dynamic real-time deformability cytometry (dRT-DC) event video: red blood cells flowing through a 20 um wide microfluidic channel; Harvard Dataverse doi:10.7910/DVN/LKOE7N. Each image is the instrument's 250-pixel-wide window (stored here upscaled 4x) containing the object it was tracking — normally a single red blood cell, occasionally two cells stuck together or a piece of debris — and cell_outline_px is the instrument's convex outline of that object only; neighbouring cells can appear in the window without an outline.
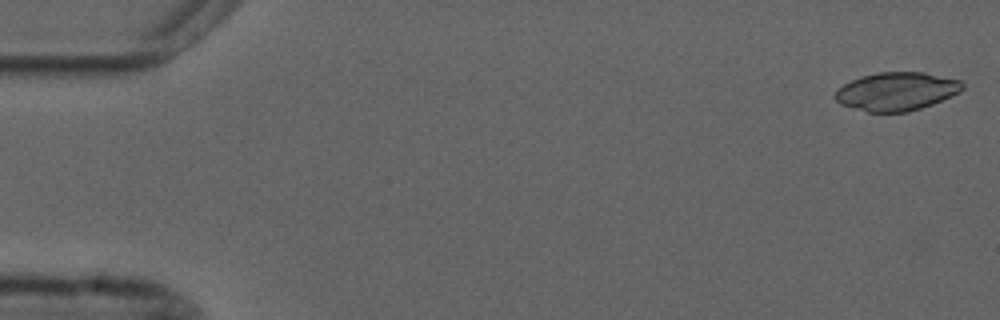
{"species": "common noctule bat (a hibernating species)", "species_latin": "Nyctalus noctula", "temperature_condition": "cold", "stored_images_in_passage": 54, "camera_frame_rate_fps": 3000, "um_per_image_px": 0.085, "animal": {"sex": "male", "forearm_length_mm": 52.5}, "frame": {"image": 1, "passage_image": 1, "time_ms": 0.0, "image_size_px": [1000, 320], "cell_outline_px": [[964, 88], [960, 92], [932, 104], [908, 112], [868, 112], [840, 104], [832, 96], [844, 84], [852, 80], [864, 76], [880, 72], [924, 72], [960, 80], [964, 84]], "centroid_in_image_um": [76.22, 7.77], "position_along_channel_um": 8.8, "area_um2": 28.26}}